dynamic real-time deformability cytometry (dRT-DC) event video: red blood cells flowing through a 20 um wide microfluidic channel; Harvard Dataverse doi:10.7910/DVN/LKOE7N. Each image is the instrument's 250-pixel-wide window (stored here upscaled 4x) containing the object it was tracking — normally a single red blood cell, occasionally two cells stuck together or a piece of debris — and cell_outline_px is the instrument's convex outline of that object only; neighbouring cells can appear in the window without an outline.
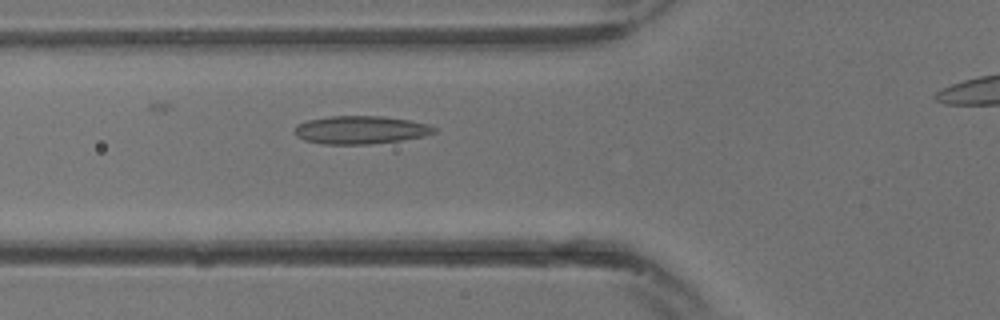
{"species": "common noctule bat (a hibernating species)", "species_latin": "Nyctalus noctula", "temperature_condition": "warm", "stored_images_in_passage": 25, "camera_frame_rate_fps": 3000, "um_per_image_px": 0.085, "animal": {"sex": "male", "body_mass_g": 13.3}, "frame": {"image": 1, "passage_image": 9, "time_ms": 2.667, "image_size_px": [1000, 320], "cell_outline_px": [[436, 132], [424, 136], [400, 140], [368, 144], [324, 144], [304, 140], [296, 136], [292, 132], [296, 124], [308, 120], [328, 116], [380, 116], [412, 120], [428, 124], [436, 128]], "centroid_in_image_um": [30.62, 11.03], "position_along_channel_um": 95.2, "area_um2": 22.95}}
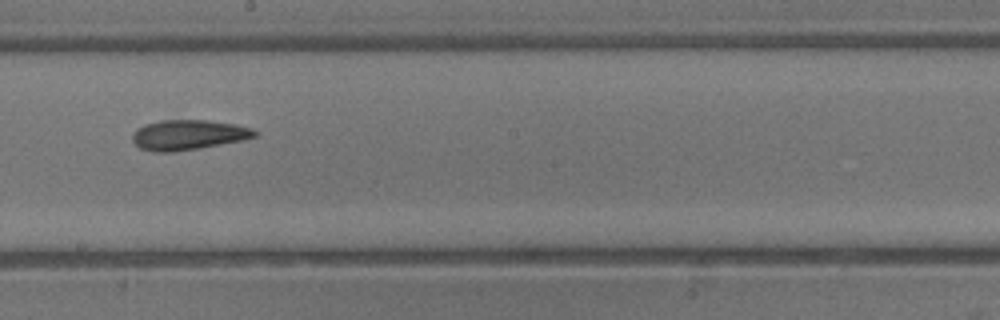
{"frame": {"image": 2, "passage_image": 15, "time_ms": 4.667, "image_size_px": [1000, 320], "cell_outline_px": [[256, 136], [244, 140], [200, 148], [172, 152], [152, 152], [140, 148], [132, 140], [132, 136], [144, 124], [160, 120], [204, 120], [236, 124], [252, 128], [256, 132]], "centroid_in_image_um": [16.02, 11.47], "position_along_channel_um": 232.2, "area_um2": 21.33}}
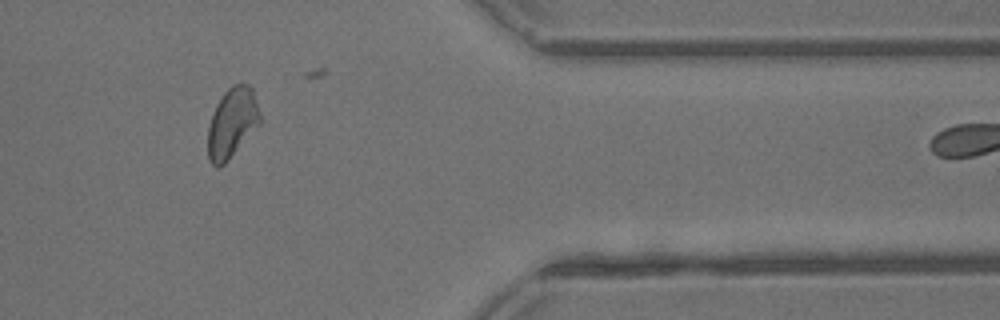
{"frame": {"image": 3, "passage_image": 23, "time_ms": 7.333, "image_size_px": [1000, 320], "cell_outline_px": [[260, 124], [228, 160], [224, 164], [216, 168], [208, 160], [208, 124], [212, 112], [216, 104], [224, 92], [232, 84], [240, 80], [248, 84], [252, 88], [260, 116]], "centroid_in_image_um": [19.71, 10.41], "position_along_channel_um": 391.7, "area_um2": 21.44}}